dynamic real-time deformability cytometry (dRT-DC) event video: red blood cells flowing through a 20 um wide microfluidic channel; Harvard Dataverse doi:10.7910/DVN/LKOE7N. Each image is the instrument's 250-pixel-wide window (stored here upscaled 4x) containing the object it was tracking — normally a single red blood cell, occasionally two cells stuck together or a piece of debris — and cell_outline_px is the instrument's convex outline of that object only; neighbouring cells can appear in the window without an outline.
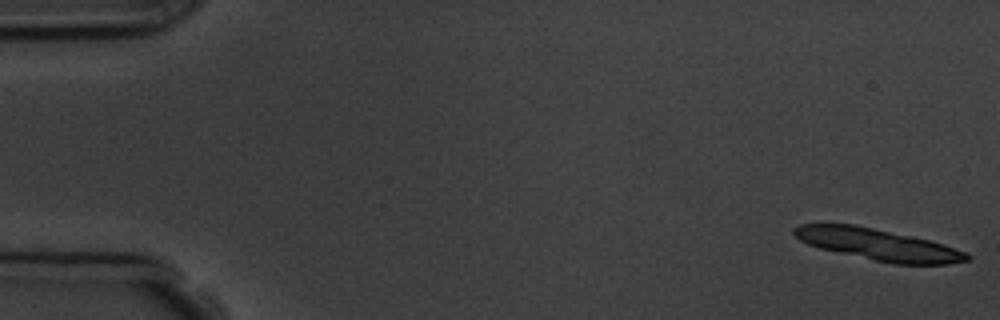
{"species": "common noctule bat (a hibernating species)", "species_latin": "Nyctalus noctula", "temperature_condition": "room temperature", "stored_images_in_passage": 6, "camera_frame_rate_fps": 3000, "um_per_image_px": 0.085, "animal": {"sex": "male", "body_mass_g": 19.5, "forearm_length_mm": 54.6}, "frame": {"image": 1, "passage_image": 1, "time_ms": 0.0, "image_size_px": [1000, 320], "cell_outline_px": [[972, 256], [968, 260], [948, 264], [892, 264], [820, 248], [808, 244], [800, 240], [792, 232], [792, 228], [800, 224], [856, 224], [912, 236], [944, 244], [968, 252]], "centroid_in_image_um": [74.66, 20.78], "position_along_channel_um": 10.3, "area_um2": 31.67}}
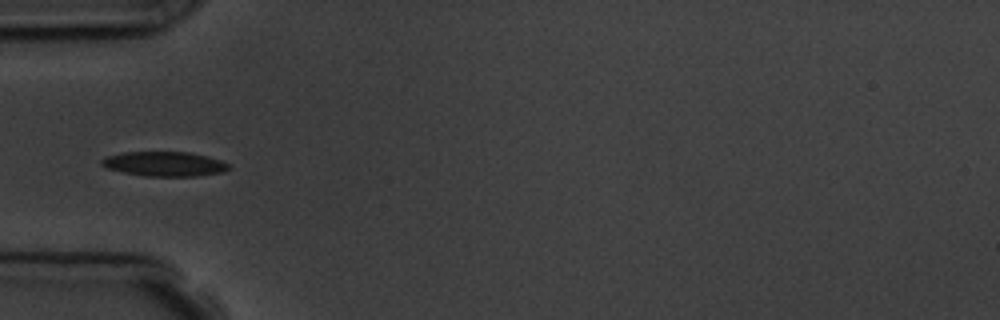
{"frame": {"image": 2, "passage_image": 6, "time_ms": 5.667, "image_size_px": [1000, 320], "cell_outline_px": [[232, 168], [224, 172], [196, 176], [144, 176], [124, 172], [108, 168], [100, 164], [100, 160], [104, 156], [124, 152], [188, 152], [208, 156], [220, 160], [228, 164]], "centroid_in_image_um": [13.98, 13.93], "position_along_channel_um": 71.0, "area_um2": 18.32}}